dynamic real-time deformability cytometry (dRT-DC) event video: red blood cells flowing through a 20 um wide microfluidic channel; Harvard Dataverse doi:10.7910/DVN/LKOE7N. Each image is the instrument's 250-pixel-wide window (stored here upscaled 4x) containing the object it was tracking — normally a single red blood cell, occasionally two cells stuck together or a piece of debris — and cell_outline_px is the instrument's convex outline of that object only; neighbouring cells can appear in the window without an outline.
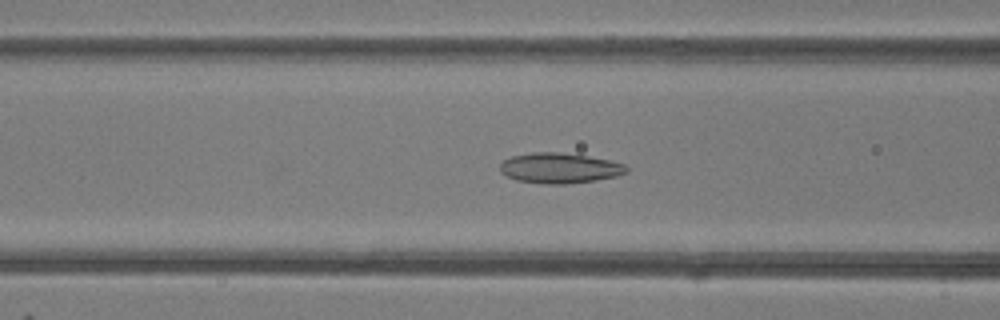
{"species": "common noctule bat (a hibernating species)", "species_latin": "Nyctalus noctula", "temperature_condition": "room temperature", "stored_images_in_passage": 48, "camera_frame_rate_fps": 3000, "um_per_image_px": 0.085, "animal": {"sex": "female"}, "frame": {"image": 1, "passage_image": 19, "time_ms": 6.0, "image_size_px": [1000, 320], "cell_outline_px": [[628, 172], [616, 176], [596, 180], [564, 184], [544, 184], [516, 180], [500, 172], [500, 164], [504, 160], [512, 156], [532, 152], [560, 152], [588, 156], [608, 160], [624, 164], [628, 168]], "centroid_in_image_um": [47.56, 14.28], "position_along_channel_um": 119.0, "area_um2": 22.31}}
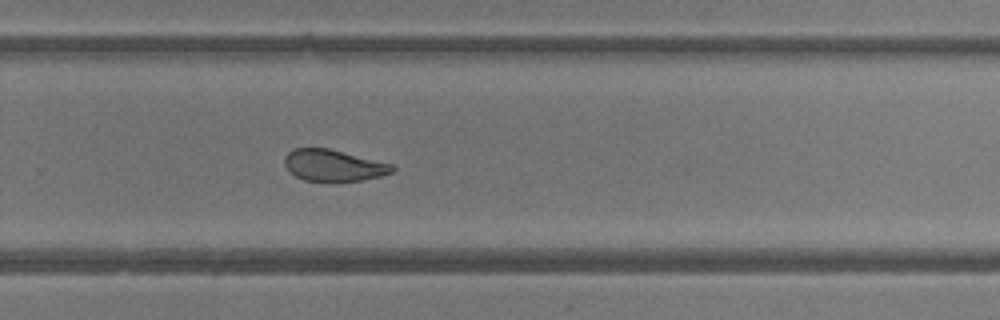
{"frame": {"image": 2, "passage_image": 32, "time_ms": 10.333, "image_size_px": [1000, 320], "cell_outline_px": [[396, 168], [392, 172], [380, 176], [360, 180], [304, 180], [288, 172], [284, 164], [284, 156], [288, 152], [296, 148], [328, 148], [392, 164]], "centroid_in_image_um": [28.31, 14.04], "position_along_channel_um": 301.5, "area_um2": 19.48}}
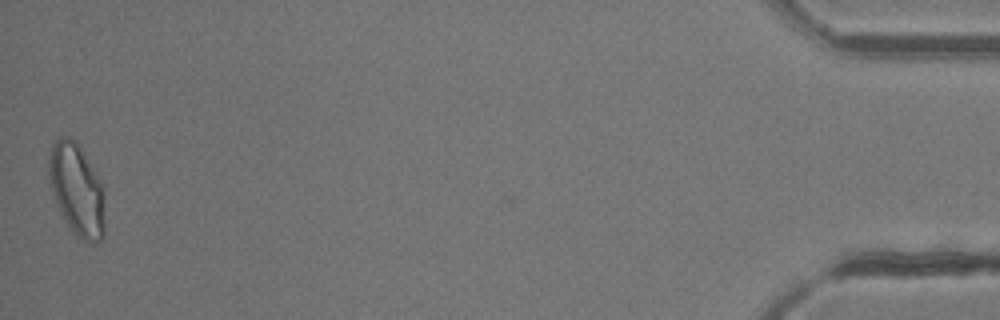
{"frame": {"image": 3, "passage_image": 48, "time_ms": 15.667, "image_size_px": [1000, 320], "cell_outline_px": [[104, 236], [100, 240], [92, 244], [84, 240], [72, 232], [64, 220], [60, 212], [48, 176], [48, 160], [52, 144], [60, 136], [68, 136], [76, 140], [104, 184]], "centroid_in_image_um": [6.55, 16.1], "position_along_channel_um": 428.6, "area_um2": 30.35}, "authors_computed_cell_mechanics": {"area_um2": 23.3801, "velocity_mm_per_s": 4.2177, "shape_relaxation_time_tau1_ms": 7.8903, "shape_relaxation_time_tau2_ms": 2.246, "deformation_change_tau1": 0.1781, "deformation_change_tau2": 0.0877}}